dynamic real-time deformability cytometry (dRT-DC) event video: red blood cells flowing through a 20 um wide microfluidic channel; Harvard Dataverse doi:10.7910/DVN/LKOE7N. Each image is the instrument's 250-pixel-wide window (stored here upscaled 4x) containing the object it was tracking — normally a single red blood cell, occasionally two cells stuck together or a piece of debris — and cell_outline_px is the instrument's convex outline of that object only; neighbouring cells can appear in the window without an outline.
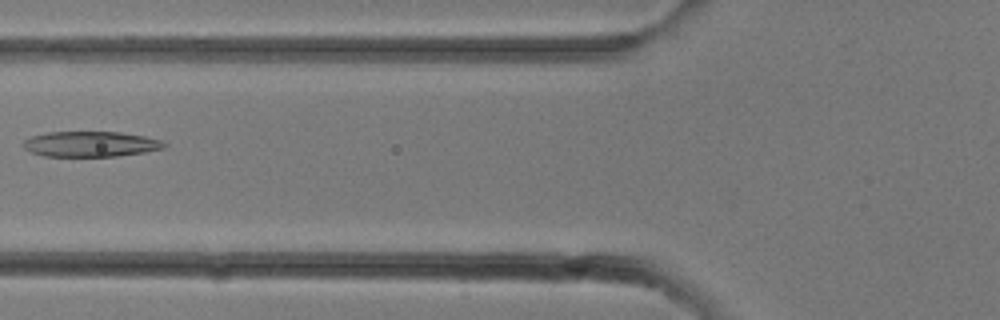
{"species": "common noctule bat (a hibernating species)", "species_latin": "Nyctalus noctula", "temperature_condition": "room temperature", "stored_images_in_passage": 15, "camera_frame_rate_fps": 3000, "um_per_image_px": 0.085, "animal": {"sex": "female"}, "frame": {"image": 1, "passage_image": 6, "time_ms": 1.667, "image_size_px": [1000, 320], "cell_outline_px": [[168, 144], [164, 148], [144, 152], [116, 156], [44, 156], [32, 152], [24, 148], [20, 144], [24, 140], [32, 136], [48, 132], [120, 132], [144, 136], [160, 140]], "centroid_in_image_um": [7.68, 12.24], "position_along_channel_um": 118.1, "area_um2": 20.81}}
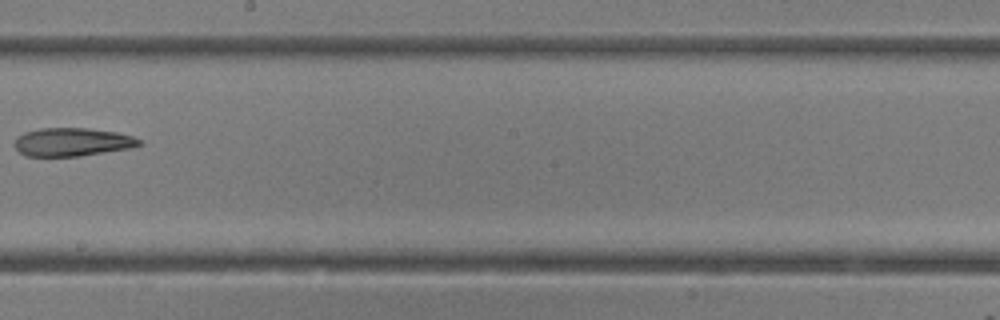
{"frame": {"image": 2, "passage_image": 11, "time_ms": 3.333, "image_size_px": [1000, 320], "cell_outline_px": [[144, 144], [132, 148], [80, 156], [24, 156], [16, 148], [16, 136], [24, 132], [40, 128], [88, 128], [116, 132], [132, 136], [140, 140]], "centroid_in_image_um": [6.16, 12.07], "position_along_channel_um": 242.0, "area_um2": 20.63}}
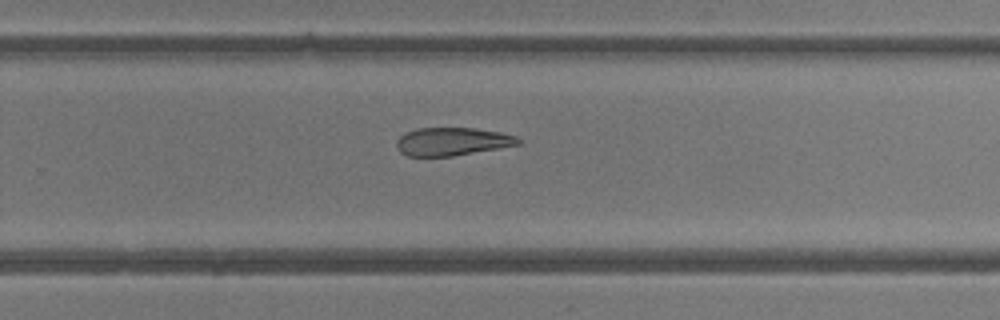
{"frame": {"image": 3, "passage_image": 13, "time_ms": 4.0, "image_size_px": [1000, 320], "cell_outline_px": [[520, 144], [452, 156], [408, 156], [400, 152], [396, 148], [396, 140], [404, 132], [416, 128], [476, 128], [500, 132], [516, 136], [520, 140]], "centroid_in_image_um": [38.38, 12.02], "position_along_channel_um": 291.4, "area_um2": 19.88}}